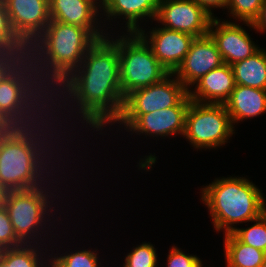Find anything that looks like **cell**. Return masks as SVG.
<instances>
[{"label": "cell", "mask_w": 266, "mask_h": 267, "mask_svg": "<svg viewBox=\"0 0 266 267\" xmlns=\"http://www.w3.org/2000/svg\"><path fill=\"white\" fill-rule=\"evenodd\" d=\"M35 244L36 247L34 244L32 246L23 244L15 248L0 250V267H47L43 264L41 252L38 255L37 242Z\"/></svg>", "instance_id": "23"}, {"label": "cell", "mask_w": 266, "mask_h": 267, "mask_svg": "<svg viewBox=\"0 0 266 267\" xmlns=\"http://www.w3.org/2000/svg\"><path fill=\"white\" fill-rule=\"evenodd\" d=\"M28 53H13L0 50V81L7 76Z\"/></svg>", "instance_id": "31"}, {"label": "cell", "mask_w": 266, "mask_h": 267, "mask_svg": "<svg viewBox=\"0 0 266 267\" xmlns=\"http://www.w3.org/2000/svg\"><path fill=\"white\" fill-rule=\"evenodd\" d=\"M261 267H266V253L264 255V258H263V262L261 264Z\"/></svg>", "instance_id": "35"}, {"label": "cell", "mask_w": 266, "mask_h": 267, "mask_svg": "<svg viewBox=\"0 0 266 267\" xmlns=\"http://www.w3.org/2000/svg\"><path fill=\"white\" fill-rule=\"evenodd\" d=\"M167 267H202V261L195 255H186L180 248L173 246L167 257Z\"/></svg>", "instance_id": "30"}, {"label": "cell", "mask_w": 266, "mask_h": 267, "mask_svg": "<svg viewBox=\"0 0 266 267\" xmlns=\"http://www.w3.org/2000/svg\"><path fill=\"white\" fill-rule=\"evenodd\" d=\"M12 30L29 47L50 22L49 0H3Z\"/></svg>", "instance_id": "12"}, {"label": "cell", "mask_w": 266, "mask_h": 267, "mask_svg": "<svg viewBox=\"0 0 266 267\" xmlns=\"http://www.w3.org/2000/svg\"><path fill=\"white\" fill-rule=\"evenodd\" d=\"M23 245L17 238L6 208L0 206V250Z\"/></svg>", "instance_id": "29"}, {"label": "cell", "mask_w": 266, "mask_h": 267, "mask_svg": "<svg viewBox=\"0 0 266 267\" xmlns=\"http://www.w3.org/2000/svg\"><path fill=\"white\" fill-rule=\"evenodd\" d=\"M157 254L154 246L149 242L142 243L128 253L125 267H157Z\"/></svg>", "instance_id": "28"}, {"label": "cell", "mask_w": 266, "mask_h": 267, "mask_svg": "<svg viewBox=\"0 0 266 267\" xmlns=\"http://www.w3.org/2000/svg\"><path fill=\"white\" fill-rule=\"evenodd\" d=\"M213 17L194 0H162L155 17L166 29L196 38L209 35Z\"/></svg>", "instance_id": "11"}, {"label": "cell", "mask_w": 266, "mask_h": 267, "mask_svg": "<svg viewBox=\"0 0 266 267\" xmlns=\"http://www.w3.org/2000/svg\"><path fill=\"white\" fill-rule=\"evenodd\" d=\"M48 148L27 147L14 142L0 141V183L2 186L7 191L44 186L47 181L44 174L48 173L47 177H49L51 171L47 165L53 162L50 160L53 158L52 154L48 153L51 152L50 146ZM48 154H51V157Z\"/></svg>", "instance_id": "5"}, {"label": "cell", "mask_w": 266, "mask_h": 267, "mask_svg": "<svg viewBox=\"0 0 266 267\" xmlns=\"http://www.w3.org/2000/svg\"><path fill=\"white\" fill-rule=\"evenodd\" d=\"M196 1L207 13H209L213 18L211 8H226L228 6L229 0H194Z\"/></svg>", "instance_id": "32"}, {"label": "cell", "mask_w": 266, "mask_h": 267, "mask_svg": "<svg viewBox=\"0 0 266 267\" xmlns=\"http://www.w3.org/2000/svg\"><path fill=\"white\" fill-rule=\"evenodd\" d=\"M47 190V187L41 185L30 189L7 191L6 193L3 205L8 212L17 238L23 244L33 243L32 239L35 240V243L38 230H44L42 227L46 225V219L49 222V212L52 213L50 202L53 203V200L51 201L49 198L52 199L53 193L48 196Z\"/></svg>", "instance_id": "7"}, {"label": "cell", "mask_w": 266, "mask_h": 267, "mask_svg": "<svg viewBox=\"0 0 266 267\" xmlns=\"http://www.w3.org/2000/svg\"><path fill=\"white\" fill-rule=\"evenodd\" d=\"M97 41L83 27L50 20L44 32L28 47V58L38 80L55 89L79 67Z\"/></svg>", "instance_id": "2"}, {"label": "cell", "mask_w": 266, "mask_h": 267, "mask_svg": "<svg viewBox=\"0 0 266 267\" xmlns=\"http://www.w3.org/2000/svg\"><path fill=\"white\" fill-rule=\"evenodd\" d=\"M209 35L215 41L223 62L229 65L252 56L260 49L242 26L230 21L220 22L217 17L210 23Z\"/></svg>", "instance_id": "15"}, {"label": "cell", "mask_w": 266, "mask_h": 267, "mask_svg": "<svg viewBox=\"0 0 266 267\" xmlns=\"http://www.w3.org/2000/svg\"><path fill=\"white\" fill-rule=\"evenodd\" d=\"M222 64L224 62L215 41L206 35L194 39L183 62L173 74L189 90L204 75Z\"/></svg>", "instance_id": "13"}, {"label": "cell", "mask_w": 266, "mask_h": 267, "mask_svg": "<svg viewBox=\"0 0 266 267\" xmlns=\"http://www.w3.org/2000/svg\"><path fill=\"white\" fill-rule=\"evenodd\" d=\"M127 34L116 40L112 38V42L118 48L120 82L124 98L132 91L156 84L170 74L137 32Z\"/></svg>", "instance_id": "6"}, {"label": "cell", "mask_w": 266, "mask_h": 267, "mask_svg": "<svg viewBox=\"0 0 266 267\" xmlns=\"http://www.w3.org/2000/svg\"><path fill=\"white\" fill-rule=\"evenodd\" d=\"M247 24V26H250L253 29H256L257 31H260L261 33H264L266 30V0H264L263 5L261 7V12L259 17L253 22H243ZM264 31V32H263Z\"/></svg>", "instance_id": "33"}, {"label": "cell", "mask_w": 266, "mask_h": 267, "mask_svg": "<svg viewBox=\"0 0 266 267\" xmlns=\"http://www.w3.org/2000/svg\"><path fill=\"white\" fill-rule=\"evenodd\" d=\"M65 252L60 257L54 255L50 262V267H99L98 254L90 250H78L70 254ZM63 255V256H62Z\"/></svg>", "instance_id": "26"}, {"label": "cell", "mask_w": 266, "mask_h": 267, "mask_svg": "<svg viewBox=\"0 0 266 267\" xmlns=\"http://www.w3.org/2000/svg\"><path fill=\"white\" fill-rule=\"evenodd\" d=\"M57 100L60 101L59 98L55 97V89L52 86L42 84L23 104L0 113V141L14 142L27 147H48L50 144L48 141L50 142L54 138L52 131L54 128H52V123L49 120L56 121L53 114L56 110H60L53 107V104L58 105ZM55 101L56 103H54ZM52 108L55 110L53 111ZM48 114H51L52 119ZM47 126H51V129ZM46 135H49L51 140H48Z\"/></svg>", "instance_id": "4"}, {"label": "cell", "mask_w": 266, "mask_h": 267, "mask_svg": "<svg viewBox=\"0 0 266 267\" xmlns=\"http://www.w3.org/2000/svg\"><path fill=\"white\" fill-rule=\"evenodd\" d=\"M195 85L196 90H189V97L192 101L224 104L236 85L231 65L224 63L211 70Z\"/></svg>", "instance_id": "18"}, {"label": "cell", "mask_w": 266, "mask_h": 267, "mask_svg": "<svg viewBox=\"0 0 266 267\" xmlns=\"http://www.w3.org/2000/svg\"><path fill=\"white\" fill-rule=\"evenodd\" d=\"M100 8L101 0H49L51 20L83 27L97 40L107 37L103 30L100 32L99 25L96 24V17H101L98 16Z\"/></svg>", "instance_id": "17"}, {"label": "cell", "mask_w": 266, "mask_h": 267, "mask_svg": "<svg viewBox=\"0 0 266 267\" xmlns=\"http://www.w3.org/2000/svg\"><path fill=\"white\" fill-rule=\"evenodd\" d=\"M224 105L234 126L238 121L266 112V90L235 85Z\"/></svg>", "instance_id": "20"}, {"label": "cell", "mask_w": 266, "mask_h": 267, "mask_svg": "<svg viewBox=\"0 0 266 267\" xmlns=\"http://www.w3.org/2000/svg\"><path fill=\"white\" fill-rule=\"evenodd\" d=\"M191 102L189 94L175 107L157 110L146 114H121L115 121L127 130L151 136H181L185 131V116Z\"/></svg>", "instance_id": "10"}, {"label": "cell", "mask_w": 266, "mask_h": 267, "mask_svg": "<svg viewBox=\"0 0 266 267\" xmlns=\"http://www.w3.org/2000/svg\"><path fill=\"white\" fill-rule=\"evenodd\" d=\"M0 50L13 53H28V47L12 30L3 0H0Z\"/></svg>", "instance_id": "24"}, {"label": "cell", "mask_w": 266, "mask_h": 267, "mask_svg": "<svg viewBox=\"0 0 266 267\" xmlns=\"http://www.w3.org/2000/svg\"><path fill=\"white\" fill-rule=\"evenodd\" d=\"M224 104L190 102L185 116L183 136L196 149H215L225 145L234 132Z\"/></svg>", "instance_id": "8"}, {"label": "cell", "mask_w": 266, "mask_h": 267, "mask_svg": "<svg viewBox=\"0 0 266 267\" xmlns=\"http://www.w3.org/2000/svg\"><path fill=\"white\" fill-rule=\"evenodd\" d=\"M235 84L266 90V51L260 48L252 56L231 65Z\"/></svg>", "instance_id": "21"}, {"label": "cell", "mask_w": 266, "mask_h": 267, "mask_svg": "<svg viewBox=\"0 0 266 267\" xmlns=\"http://www.w3.org/2000/svg\"><path fill=\"white\" fill-rule=\"evenodd\" d=\"M264 0H229L227 9L239 21L253 23L260 15Z\"/></svg>", "instance_id": "27"}, {"label": "cell", "mask_w": 266, "mask_h": 267, "mask_svg": "<svg viewBox=\"0 0 266 267\" xmlns=\"http://www.w3.org/2000/svg\"><path fill=\"white\" fill-rule=\"evenodd\" d=\"M109 39L107 36L98 40L79 67L55 88V91H60L55 92V97L60 98L63 93L66 96L63 95V106L67 98H72V102L74 99L78 114L96 131L102 130L106 124L115 123L121 116L125 100L120 82L118 48Z\"/></svg>", "instance_id": "1"}, {"label": "cell", "mask_w": 266, "mask_h": 267, "mask_svg": "<svg viewBox=\"0 0 266 267\" xmlns=\"http://www.w3.org/2000/svg\"><path fill=\"white\" fill-rule=\"evenodd\" d=\"M172 76L170 73L156 84L132 91L125 97L121 114H146L178 105L189 90Z\"/></svg>", "instance_id": "9"}, {"label": "cell", "mask_w": 266, "mask_h": 267, "mask_svg": "<svg viewBox=\"0 0 266 267\" xmlns=\"http://www.w3.org/2000/svg\"><path fill=\"white\" fill-rule=\"evenodd\" d=\"M140 29L137 33L145 40L154 56L169 73H174L183 62L196 37L164 27H155L149 36ZM150 40V41H148Z\"/></svg>", "instance_id": "14"}, {"label": "cell", "mask_w": 266, "mask_h": 267, "mask_svg": "<svg viewBox=\"0 0 266 267\" xmlns=\"http://www.w3.org/2000/svg\"><path fill=\"white\" fill-rule=\"evenodd\" d=\"M226 267H261L265 252L241 242L233 233L224 236Z\"/></svg>", "instance_id": "22"}, {"label": "cell", "mask_w": 266, "mask_h": 267, "mask_svg": "<svg viewBox=\"0 0 266 267\" xmlns=\"http://www.w3.org/2000/svg\"><path fill=\"white\" fill-rule=\"evenodd\" d=\"M7 190L0 183V206H3Z\"/></svg>", "instance_id": "34"}, {"label": "cell", "mask_w": 266, "mask_h": 267, "mask_svg": "<svg viewBox=\"0 0 266 267\" xmlns=\"http://www.w3.org/2000/svg\"><path fill=\"white\" fill-rule=\"evenodd\" d=\"M248 228H236L232 233L243 243L266 253V212Z\"/></svg>", "instance_id": "25"}, {"label": "cell", "mask_w": 266, "mask_h": 267, "mask_svg": "<svg viewBox=\"0 0 266 267\" xmlns=\"http://www.w3.org/2000/svg\"><path fill=\"white\" fill-rule=\"evenodd\" d=\"M201 195L215 230L224 229L225 234L236 229L233 224L253 222L266 212L263 193L245 177L217 178L202 188Z\"/></svg>", "instance_id": "3"}, {"label": "cell", "mask_w": 266, "mask_h": 267, "mask_svg": "<svg viewBox=\"0 0 266 267\" xmlns=\"http://www.w3.org/2000/svg\"><path fill=\"white\" fill-rule=\"evenodd\" d=\"M41 85L32 61L25 57L0 81V113L23 104Z\"/></svg>", "instance_id": "16"}, {"label": "cell", "mask_w": 266, "mask_h": 267, "mask_svg": "<svg viewBox=\"0 0 266 267\" xmlns=\"http://www.w3.org/2000/svg\"><path fill=\"white\" fill-rule=\"evenodd\" d=\"M162 0H101V10L107 20L115 19L117 16L126 19V32L135 33L141 28L137 21L142 18L153 19L157 14L158 7ZM103 10V11H102ZM106 13V14H105ZM147 16V17H146ZM113 17V18H112ZM125 17V18H124Z\"/></svg>", "instance_id": "19"}]
</instances>
